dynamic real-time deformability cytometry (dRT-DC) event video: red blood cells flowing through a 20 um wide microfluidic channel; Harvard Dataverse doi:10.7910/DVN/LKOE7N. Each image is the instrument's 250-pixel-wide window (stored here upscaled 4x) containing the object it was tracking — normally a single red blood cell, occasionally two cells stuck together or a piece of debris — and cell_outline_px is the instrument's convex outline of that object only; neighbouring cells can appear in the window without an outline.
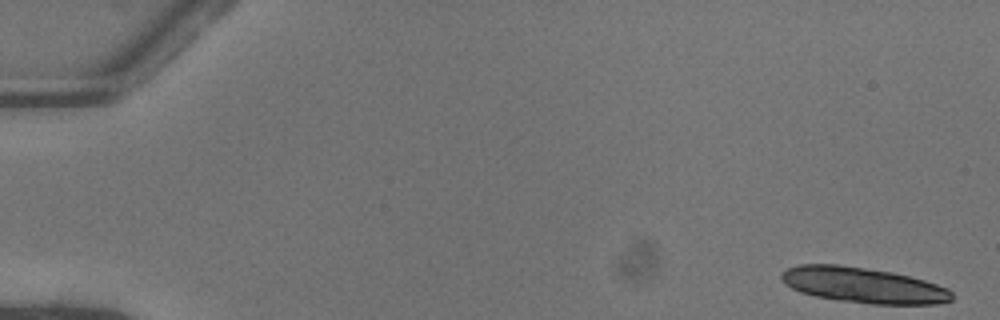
{"species": "common noctule bat (a hibernating species)", "species_latin": "Nyctalus noctula", "temperature_condition": "warm", "stored_images_in_passage": 15, "camera_frame_rate_fps": 3000, "um_per_image_px": 0.085, "animal": {"sex": "female"}, "frame": {"image": 1, "passage_image": 1, "time_ms": 0.0, "image_size_px": [1000, 320], "cell_outline_px": [[952, 300], [940, 304], [868, 304], [836, 300], [816, 296], [800, 292], [784, 284], [780, 280], [780, 272], [788, 268], [800, 264], [840, 264], [892, 272], [924, 280], [948, 288], [952, 292]], "centroid_in_image_um": [73.34, 24.24], "position_along_channel_um": 11.7, "area_um2": 35.55}}